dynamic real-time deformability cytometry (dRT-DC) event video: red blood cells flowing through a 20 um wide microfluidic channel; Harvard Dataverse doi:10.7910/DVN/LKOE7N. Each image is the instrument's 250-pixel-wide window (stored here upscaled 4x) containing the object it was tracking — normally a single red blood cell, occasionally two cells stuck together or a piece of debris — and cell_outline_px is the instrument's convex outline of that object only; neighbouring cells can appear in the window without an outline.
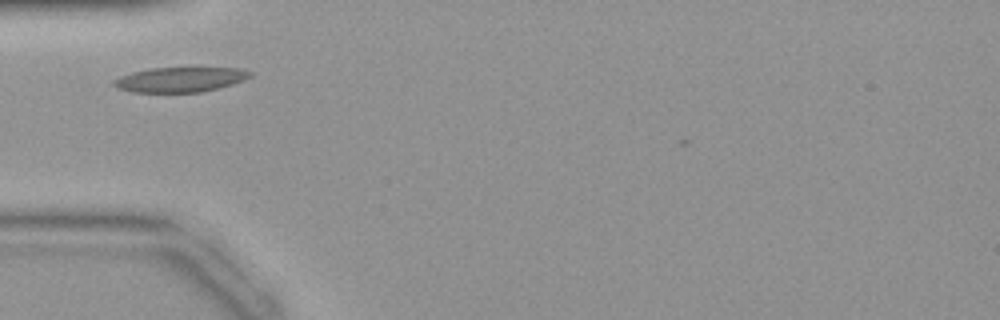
{"species": "common noctule bat (a hibernating species)", "species_latin": "Nyctalus noctula", "temperature_condition": "warm", "stored_images_in_passage": 26, "camera_frame_rate_fps": 3000, "um_per_image_px": 0.085, "animal": {"sex": "female", "body_mass_g": 19.9}, "frame": {"image": 1, "passage_image": 2, "time_ms": 0.333, "image_size_px": [1000, 320], "cell_outline_px": [[252, 76], [244, 80], [220, 88], [200, 92], [132, 92], [116, 88], [112, 84], [112, 80], [120, 76], [132, 72], [148, 68], [240, 68], [252, 72]], "centroid_in_image_um": [15.29, 6.76], "position_along_channel_um": 69.7, "area_um2": 19.88}}
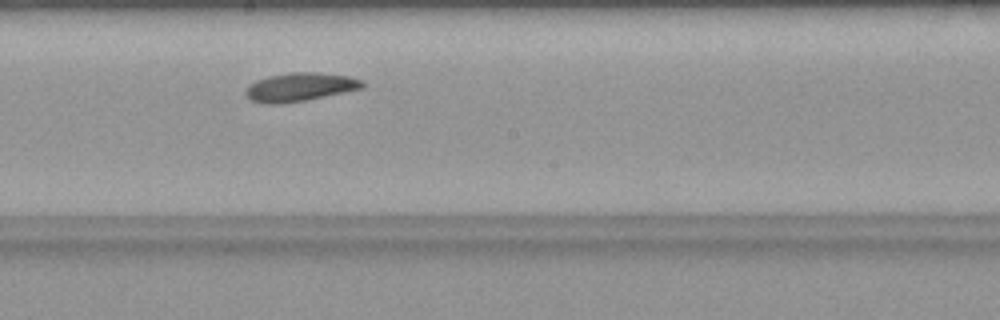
{"frame": {"image": 2, "passage_image": 12, "time_ms": 3.667, "image_size_px": [1000, 320], "cell_outline_px": [[364, 88], [284, 104], [264, 104], [248, 100], [244, 92], [248, 84], [256, 80], [268, 76], [292, 72], [320, 72], [348, 76], [364, 80]], "centroid_in_image_um": [25.45, 7.4], "position_along_channel_um": 222.8, "area_um2": 19.65}}
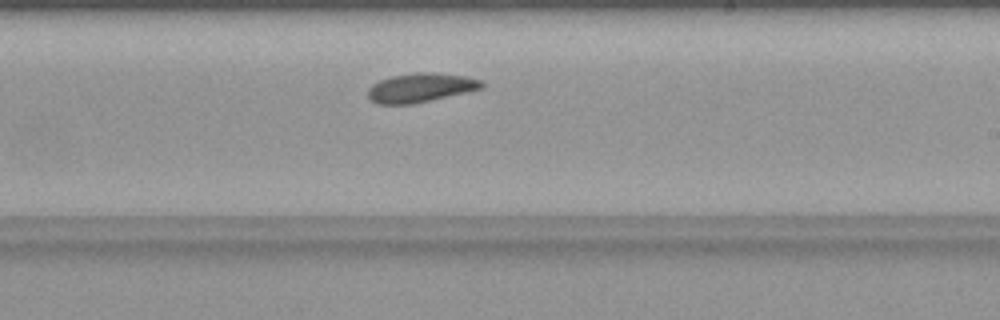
{"frame": {"image": 3, "passage_image": 14, "time_ms": 4.333, "image_size_px": [1000, 320], "cell_outline_px": [[484, 88], [412, 104], [376, 104], [368, 100], [368, 88], [372, 84], [380, 80], [392, 76], [416, 72], [428, 72], [468, 76], [480, 80], [484, 84]], "centroid_in_image_um": [35.72, 7.45], "position_along_channel_um": 253.3, "area_um2": 19.31}}